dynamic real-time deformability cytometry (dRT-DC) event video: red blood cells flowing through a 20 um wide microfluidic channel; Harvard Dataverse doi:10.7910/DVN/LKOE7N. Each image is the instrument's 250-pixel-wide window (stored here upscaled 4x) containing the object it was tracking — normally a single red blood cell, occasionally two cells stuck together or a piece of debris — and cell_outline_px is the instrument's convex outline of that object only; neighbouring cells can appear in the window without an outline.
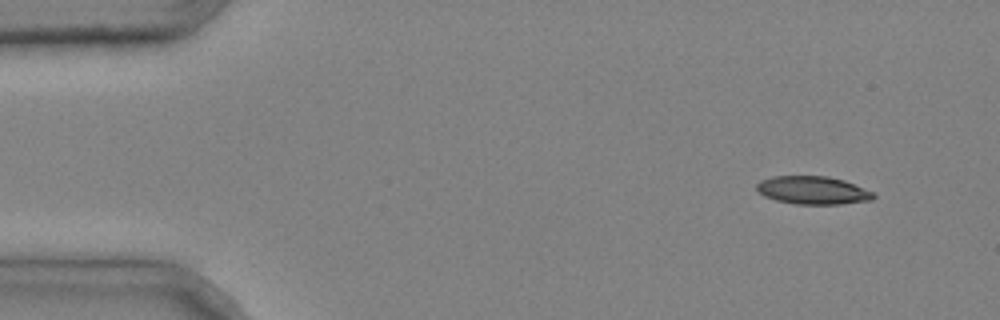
{"species": "common noctule bat (a hibernating species)", "species_latin": "Nyctalus noctula", "temperature_condition": "cold", "stored_images_in_passage": 3, "camera_frame_rate_fps": 3000, "um_per_image_px": 0.085, "animal": {"sex": "male", "body_mass_g": 20.4}, "frame": {"image": 1, "passage_image": 1, "time_ms": 0.0, "image_size_px": [1000, 320], "cell_outline_px": [[876, 196], [872, 200], [840, 204], [796, 204], [776, 200], [764, 196], [756, 188], [756, 184], [760, 180], [772, 176], [828, 176], [844, 180], [872, 192]], "centroid_in_image_um": [69.07, 16.17], "position_along_channel_um": 15.9, "area_um2": 19.02}}